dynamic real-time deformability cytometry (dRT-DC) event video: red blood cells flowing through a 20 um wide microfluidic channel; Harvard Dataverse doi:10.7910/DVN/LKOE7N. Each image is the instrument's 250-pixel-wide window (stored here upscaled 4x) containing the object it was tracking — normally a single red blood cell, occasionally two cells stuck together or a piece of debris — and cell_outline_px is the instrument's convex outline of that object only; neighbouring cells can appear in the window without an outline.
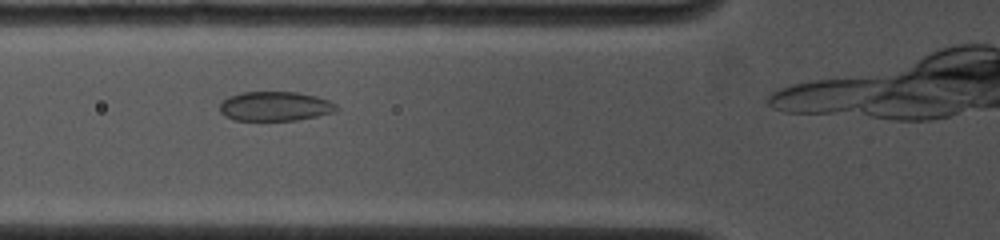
{"species": "common noctule bat (a hibernating species)", "species_latin": "Nyctalus noctula", "temperature_condition": "cold", "stored_images_in_passage": 9, "camera_frame_rate_fps": 4500, "um_per_image_px": 0.085, "animal": {"sex": "female", "body_mass_g": 19.0, "forearm_length_mm": 53.3}, "frame": {"image": 1, "passage_image": 6, "time_ms": 2.222, "image_size_px": [1000, 240], "cell_outline_px": [[340, 108], [332, 112], [316, 116], [296, 120], [236, 120], [224, 116], [220, 112], [220, 104], [228, 96], [244, 92], [296, 92], [316, 96], [328, 100], [336, 104]], "centroid_in_image_um": [23.37, 9.03], "position_along_channel_um": 102.4, "area_um2": 19.88}}